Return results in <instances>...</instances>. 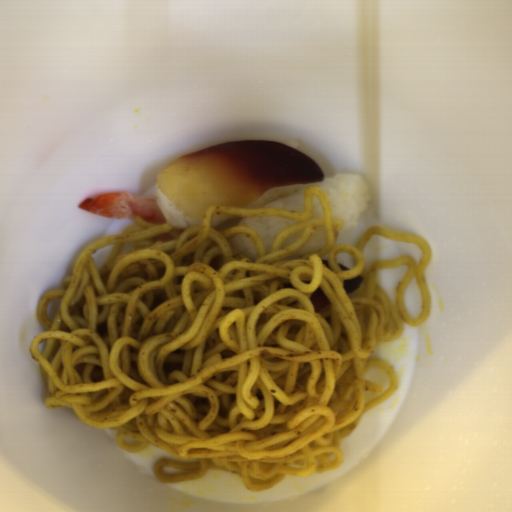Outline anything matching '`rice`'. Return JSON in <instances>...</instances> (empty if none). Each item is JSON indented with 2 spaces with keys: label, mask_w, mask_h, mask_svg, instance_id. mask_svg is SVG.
<instances>
[{
  "label": "rice",
  "mask_w": 512,
  "mask_h": 512,
  "mask_svg": "<svg viewBox=\"0 0 512 512\" xmlns=\"http://www.w3.org/2000/svg\"><path fill=\"white\" fill-rule=\"evenodd\" d=\"M309 186L323 190L330 203L332 216L343 220L341 235L358 223L371 194V183L361 173L348 172L317 182L274 186L246 208L301 211Z\"/></svg>",
  "instance_id": "rice-1"
},
{
  "label": "rice",
  "mask_w": 512,
  "mask_h": 512,
  "mask_svg": "<svg viewBox=\"0 0 512 512\" xmlns=\"http://www.w3.org/2000/svg\"><path fill=\"white\" fill-rule=\"evenodd\" d=\"M298 223H300V220L289 219L278 215H267L259 217H240L237 226H246L256 232L260 236L266 252L270 251L274 240L281 232Z\"/></svg>",
  "instance_id": "rice-2"
},
{
  "label": "rice",
  "mask_w": 512,
  "mask_h": 512,
  "mask_svg": "<svg viewBox=\"0 0 512 512\" xmlns=\"http://www.w3.org/2000/svg\"><path fill=\"white\" fill-rule=\"evenodd\" d=\"M152 193L166 223H171L181 227L201 226L204 223L205 216L197 220H191L179 213L160 192L157 183L154 185Z\"/></svg>",
  "instance_id": "rice-3"
},
{
  "label": "rice",
  "mask_w": 512,
  "mask_h": 512,
  "mask_svg": "<svg viewBox=\"0 0 512 512\" xmlns=\"http://www.w3.org/2000/svg\"><path fill=\"white\" fill-rule=\"evenodd\" d=\"M229 243L232 248L237 250L243 256L256 260L258 258L255 244L247 235H236L230 238Z\"/></svg>",
  "instance_id": "rice-4"
},
{
  "label": "rice",
  "mask_w": 512,
  "mask_h": 512,
  "mask_svg": "<svg viewBox=\"0 0 512 512\" xmlns=\"http://www.w3.org/2000/svg\"><path fill=\"white\" fill-rule=\"evenodd\" d=\"M325 242V232L323 228H317L314 235L305 242L298 250L300 255L316 252L322 248Z\"/></svg>",
  "instance_id": "rice-5"
},
{
  "label": "rice",
  "mask_w": 512,
  "mask_h": 512,
  "mask_svg": "<svg viewBox=\"0 0 512 512\" xmlns=\"http://www.w3.org/2000/svg\"><path fill=\"white\" fill-rule=\"evenodd\" d=\"M323 217L320 202L318 196H312V219H318Z\"/></svg>",
  "instance_id": "rice-6"
},
{
  "label": "rice",
  "mask_w": 512,
  "mask_h": 512,
  "mask_svg": "<svg viewBox=\"0 0 512 512\" xmlns=\"http://www.w3.org/2000/svg\"><path fill=\"white\" fill-rule=\"evenodd\" d=\"M229 218L230 217H227V216H224V215H218V214L213 216L212 221H211L212 228L215 229L216 227H218L220 224H222L223 222H225Z\"/></svg>",
  "instance_id": "rice-7"
}]
</instances>
